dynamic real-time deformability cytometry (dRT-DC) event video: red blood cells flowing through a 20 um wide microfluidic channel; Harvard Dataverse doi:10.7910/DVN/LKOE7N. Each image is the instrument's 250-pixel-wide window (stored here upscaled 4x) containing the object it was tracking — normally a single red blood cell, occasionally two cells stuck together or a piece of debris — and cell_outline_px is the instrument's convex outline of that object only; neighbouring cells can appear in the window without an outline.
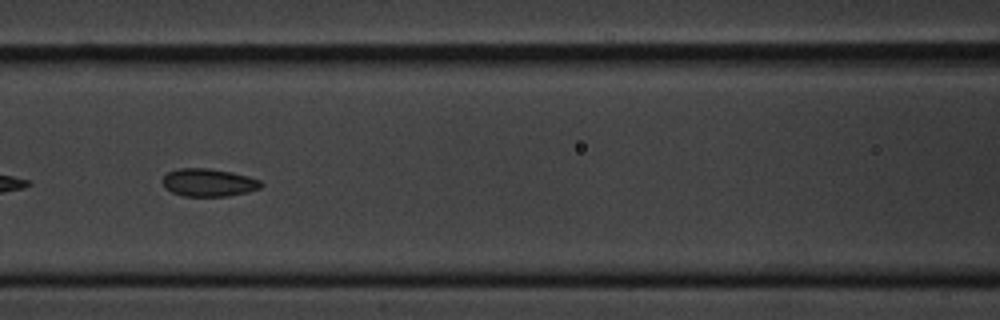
{"species": "common noctule bat (a hibernating species)", "species_latin": "Nyctalus noctula", "temperature_condition": "cold", "stored_images_in_passage": 10, "segment_of_instrument_passage": [2, 2], "camera_frame_rate_fps": 3000, "um_per_image_px": 0.085, "animal": {"sex": "male", "body_mass_g": 20.1, "forearm_length_mm": 53.5}, "frame": {"image": 1, "passage_image": 7, "time_ms": 7.667, "image_size_px": [1000, 320], "cell_outline_px": [[264, 184], [260, 188], [248, 192], [228, 196], [184, 196], [172, 192], [164, 188], [164, 176], [168, 172], [176, 168], [208, 168], [232, 172], [248, 176], [260, 180]], "centroid_in_image_um": [17.75, 15.51], "position_along_channel_um": 148.9, "area_um2": 16.01}}
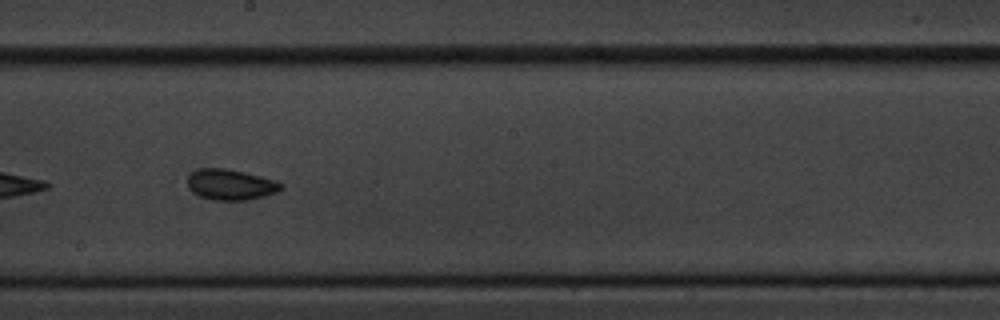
{"frame": {"image": 2, "passage_image": 9, "time_ms": 10.0, "image_size_px": [1000, 320], "cell_outline_px": [[284, 188], [276, 192], [264, 196], [248, 200], [216, 200], [200, 196], [192, 192], [188, 188], [188, 176], [192, 172], [200, 168], [224, 168], [244, 172], [276, 180], [284, 184]], "centroid_in_image_um": [19.62, 15.69], "position_along_channel_um": 228.6, "area_um2": 16.76}}